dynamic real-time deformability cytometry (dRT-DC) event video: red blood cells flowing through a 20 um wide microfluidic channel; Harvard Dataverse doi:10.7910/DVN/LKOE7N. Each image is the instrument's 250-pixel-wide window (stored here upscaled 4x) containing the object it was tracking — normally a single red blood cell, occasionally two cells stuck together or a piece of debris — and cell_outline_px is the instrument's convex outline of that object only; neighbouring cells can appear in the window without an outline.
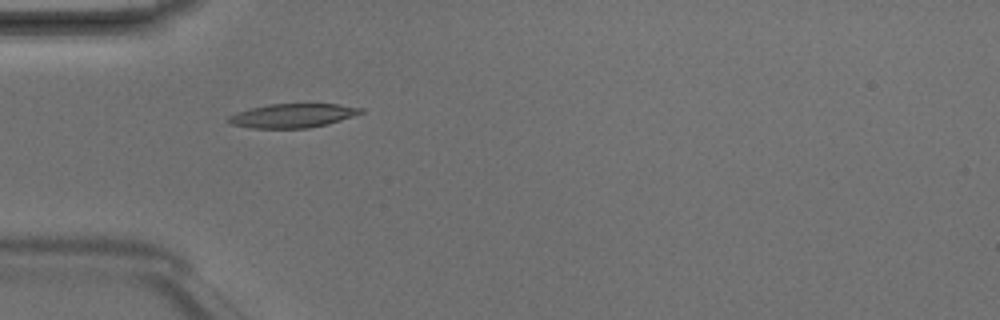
{"species": "Egyptian fruit bat (a non-hibernating species)", "species_latin": "Rousettus aegyptiacus", "temperature_condition": "room temperature", "stored_images_in_passage": 7, "camera_frame_rate_fps": 3000, "um_per_image_px": 0.085, "animal": {"sex": "male"}, "frame": {"image": 1, "passage_image": 5, "time_ms": 1.333, "image_size_px": [1000, 320], "cell_outline_px": [[364, 112], [328, 124], [308, 128], [252, 128], [232, 124], [224, 120], [228, 116], [236, 112], [268, 104], [336, 104], [364, 108]], "centroid_in_image_um": [24.85, 9.83], "position_along_channel_um": 60.2, "area_um2": 18.44}}
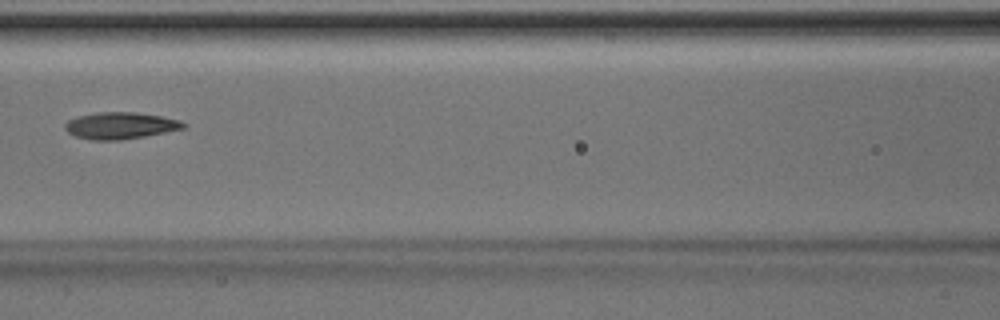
{"frame": {"image": 2, "passage_image": 7, "time_ms": 2.0, "image_size_px": [1000, 320], "cell_outline_px": [[188, 124], [184, 128], [144, 136], [120, 140], [92, 140], [76, 136], [68, 132], [64, 128], [64, 124], [68, 120], [76, 116], [100, 112], [136, 112], [160, 116], [180, 120]], "centroid_in_image_um": [10.21, 10.67], "position_along_channel_um": 156.4, "area_um2": 18.38}}